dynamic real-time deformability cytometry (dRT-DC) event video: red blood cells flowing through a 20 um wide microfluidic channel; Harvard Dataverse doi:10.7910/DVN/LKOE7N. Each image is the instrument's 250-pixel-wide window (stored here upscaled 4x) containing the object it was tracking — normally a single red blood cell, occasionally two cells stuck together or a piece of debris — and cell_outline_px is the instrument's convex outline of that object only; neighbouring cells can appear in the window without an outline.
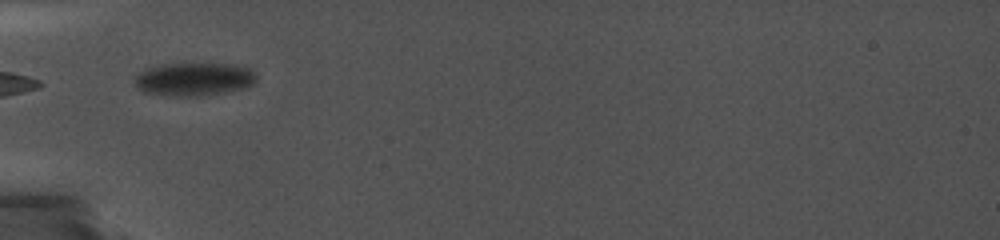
{"species": "common noctule bat (a hibernating species)", "species_latin": "Nyctalus noctula", "temperature_condition": "cold", "stored_images_in_passage": 29, "camera_frame_rate_fps": 5000, "um_per_image_px": 0.085, "animal": {"sex": "female", "body_mass_g": 19.0, "forearm_length_mm": 56.7}, "frame": {"image": 1, "passage_image": 1, "time_ms": 0.0, "image_size_px": [1000, 240], "cell_outline_px": [[256, 80], [252, 84], [240, 88], [224, 92], [200, 96], [168, 96], [144, 92], [136, 88], [136, 76], [144, 68], [160, 64], [236, 64], [252, 68], [256, 72]], "centroid_in_image_um": [16.48, 6.72], "position_along_channel_um": 68.5, "area_um2": 23.64}}